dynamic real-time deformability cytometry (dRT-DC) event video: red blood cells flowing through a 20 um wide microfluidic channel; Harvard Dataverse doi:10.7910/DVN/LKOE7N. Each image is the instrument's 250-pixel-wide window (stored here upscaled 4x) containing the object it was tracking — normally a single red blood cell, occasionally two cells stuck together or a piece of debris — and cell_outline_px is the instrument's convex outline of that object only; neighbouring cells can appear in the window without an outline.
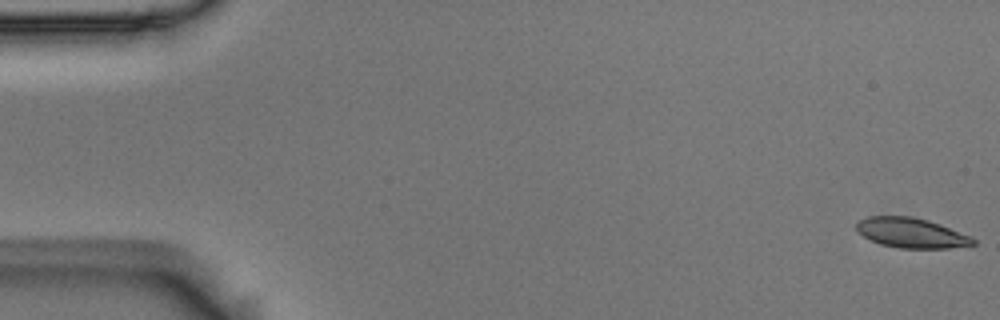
{"species": "Egyptian fruit bat (a non-hibernating species)", "species_latin": "Rousettus aegyptiacus", "temperature_condition": "room temperature", "stored_images_in_passage": 5, "camera_frame_rate_fps": 3000, "um_per_image_px": 0.085, "animal": {"sex": "male"}, "frame": {"image": 1, "passage_image": 1, "time_ms": 0.0, "image_size_px": [1000, 320], "cell_outline_px": [[976, 244], [948, 248], [900, 248], [880, 244], [856, 232], [856, 220], [868, 216], [912, 216], [928, 220], [940, 224], [972, 236], [976, 240]], "centroid_in_image_um": [77.45, 19.78], "position_along_channel_um": 7.6, "area_um2": 20.52}}